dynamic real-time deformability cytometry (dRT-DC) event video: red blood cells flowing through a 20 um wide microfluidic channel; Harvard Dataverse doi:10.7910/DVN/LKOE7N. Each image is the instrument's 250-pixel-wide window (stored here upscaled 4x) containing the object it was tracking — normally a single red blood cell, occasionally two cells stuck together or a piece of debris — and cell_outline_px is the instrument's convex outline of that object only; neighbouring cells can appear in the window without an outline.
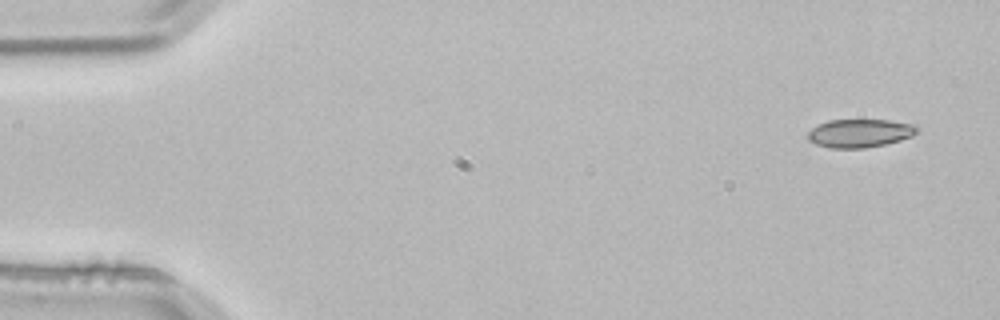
{"species": "common noctule bat (a hibernating species)", "species_latin": "Nyctalus noctula", "temperature_condition": "room temperature", "stored_images_in_passage": 3, "camera_frame_rate_fps": 3000, "um_per_image_px": 0.085, "animal": {"sex": "male", "body_mass_g": 21.5, "forearm_length_mm": 52.0}, "frame": {"image": 1, "passage_image": 1, "time_ms": 0.0, "image_size_px": [1000, 320], "cell_outline_px": [[920, 128], [912, 136], [900, 140], [884, 144], [864, 148], [828, 148], [816, 144], [808, 140], [808, 132], [812, 128], [828, 120], [888, 120], [916, 124]], "centroid_in_image_um": [73.1, 11.32], "position_along_channel_um": 11.9, "area_um2": 18.03}}
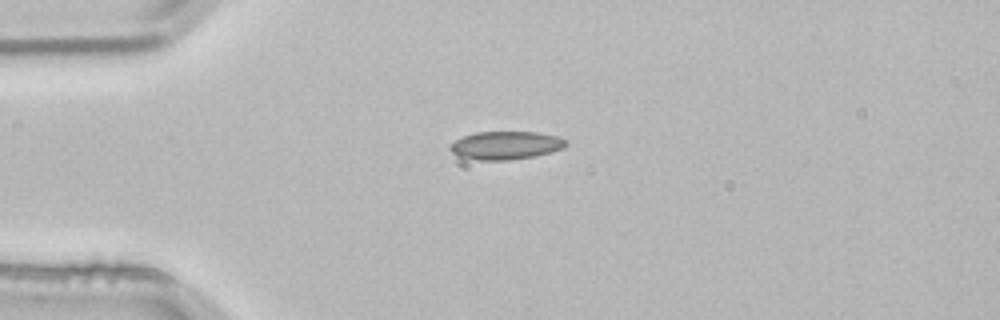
{"frame": {"image": 2, "passage_image": 3, "time_ms": 0.667, "image_size_px": [1000, 320], "cell_outline_px": [[568, 144], [564, 148], [552, 152], [536, 156], [508, 160], [480, 160], [460, 156], [452, 152], [448, 148], [456, 140], [464, 136], [476, 132], [540, 132], [560, 136], [568, 140]], "centroid_in_image_um": [43.08, 12.35], "position_along_channel_um": 41.9, "area_um2": 19.13}}